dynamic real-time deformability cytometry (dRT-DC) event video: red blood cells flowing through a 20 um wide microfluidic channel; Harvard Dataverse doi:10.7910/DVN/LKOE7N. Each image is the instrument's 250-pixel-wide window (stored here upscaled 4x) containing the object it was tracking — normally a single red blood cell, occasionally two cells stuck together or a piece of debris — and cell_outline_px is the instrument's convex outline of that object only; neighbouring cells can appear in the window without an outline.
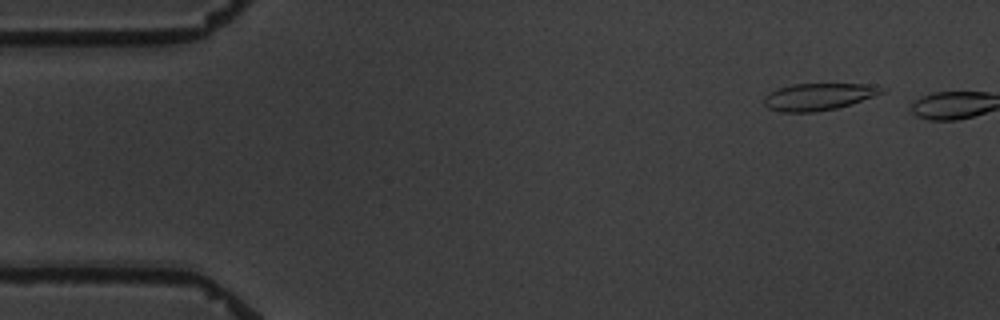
{"species": "common noctule bat (a hibernating species)", "species_latin": "Nyctalus noctula", "temperature_condition": "warm", "stored_images_in_passage": 3, "camera_frame_rate_fps": 3000, "um_per_image_px": 0.085, "animal": {"sex": "male", "body_mass_g": 19.5, "forearm_length_mm": 54.6}, "frame": {"image": 1, "passage_image": 2, "time_ms": 1.0, "image_size_px": [1000, 320], "cell_outline_px": [[888, 88], [884, 92], [852, 104], [836, 108], [816, 112], [780, 112], [768, 108], [764, 104], [764, 96], [768, 92], [776, 88], [792, 84], [864, 84]], "centroid_in_image_um": [69.54, 8.22], "position_along_channel_um": 15.5, "area_um2": 18.67}}